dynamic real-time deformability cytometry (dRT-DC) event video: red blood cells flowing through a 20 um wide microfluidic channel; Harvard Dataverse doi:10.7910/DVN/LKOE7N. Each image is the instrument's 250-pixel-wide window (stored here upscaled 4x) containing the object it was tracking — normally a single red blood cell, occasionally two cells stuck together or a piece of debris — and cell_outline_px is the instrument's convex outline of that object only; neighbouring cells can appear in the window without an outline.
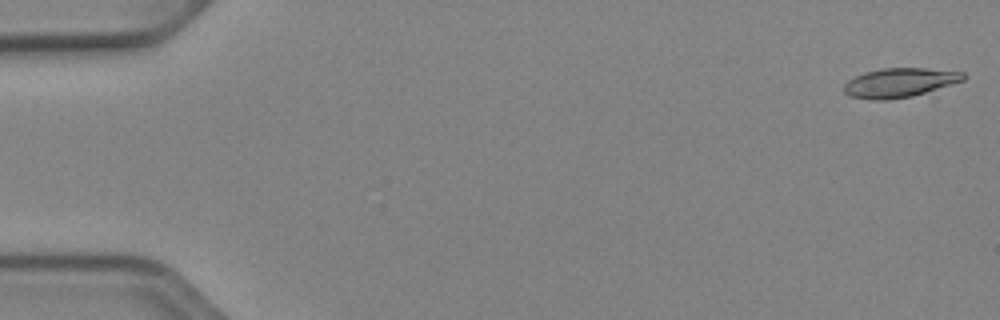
{"species": "Egyptian fruit bat (a non-hibernating species)", "species_latin": "Rousettus aegyptiacus", "temperature_condition": "cold", "stored_images_in_passage": 12, "camera_frame_rate_fps": 3000, "um_per_image_px": 0.085, "animal": {"sex": "female"}, "frame": {"image": 1, "passage_image": 1, "time_ms": 0.0, "image_size_px": [1000, 320], "cell_outline_px": [[968, 76], [964, 80], [912, 96], [888, 100], [876, 100], [848, 96], [844, 92], [844, 84], [848, 80], [864, 72], [884, 68], [924, 68], [964, 72]], "centroid_in_image_um": [76.46, 7.02], "position_along_channel_um": 8.5, "area_um2": 20.23}}